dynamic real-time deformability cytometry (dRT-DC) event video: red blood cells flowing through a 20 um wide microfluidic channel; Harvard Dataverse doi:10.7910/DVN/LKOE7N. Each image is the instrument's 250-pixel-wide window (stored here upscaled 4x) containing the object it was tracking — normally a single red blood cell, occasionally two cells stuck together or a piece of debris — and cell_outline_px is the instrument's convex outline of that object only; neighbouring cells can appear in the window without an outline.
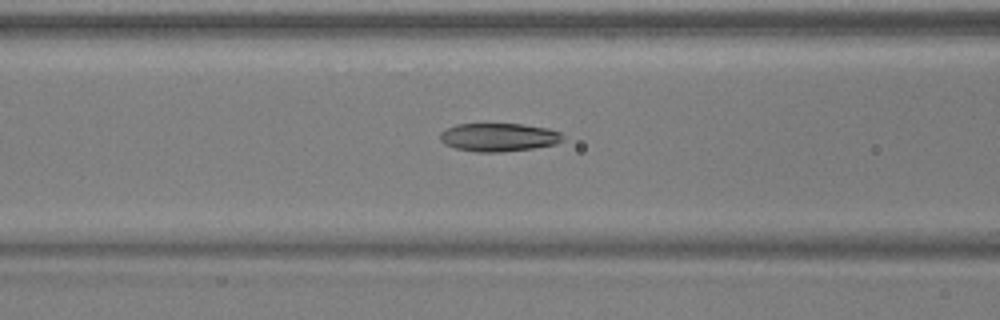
{"species": "common noctule bat (a hibernating species)", "species_latin": "Nyctalus noctula", "temperature_condition": "warm", "stored_images_in_passage": 52, "camera_frame_rate_fps": 3000, "um_per_image_px": 0.085, "animal": {"sex": "male", "body_mass_g": 17.9, "forearm_length_mm": 54.2}, "frame": {"image": 1, "passage_image": 22, "time_ms": 7.0, "image_size_px": [1000, 320], "cell_outline_px": [[564, 140], [556, 144], [532, 148], [500, 152], [476, 152], [456, 148], [444, 144], [440, 140], [440, 132], [456, 124], [524, 124], [548, 128], [560, 132], [564, 136]], "centroid_in_image_um": [42.4, 11.66], "position_along_channel_um": 124.2, "area_um2": 20.29}}
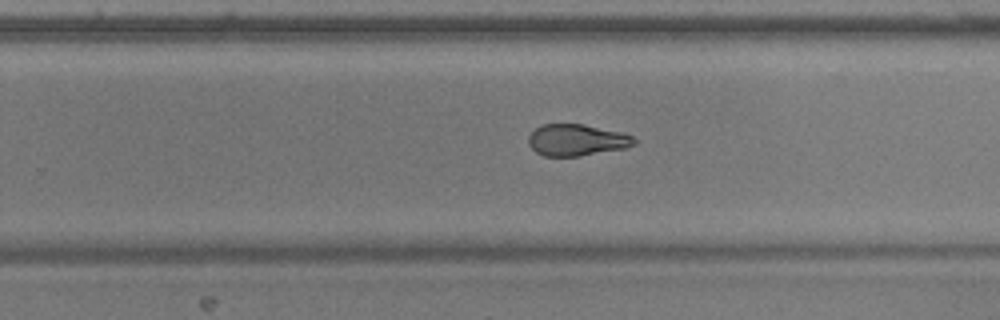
{"frame": {"image": 2, "passage_image": 34, "time_ms": 11.0, "image_size_px": [1000, 320], "cell_outline_px": [[636, 144], [624, 148], [580, 156], [544, 156], [536, 152], [528, 144], [528, 136], [540, 124], [584, 124], [620, 132], [632, 136], [636, 140]], "centroid_in_image_um": [48.99, 11.9], "position_along_channel_um": 280.8, "area_um2": 19.42}}
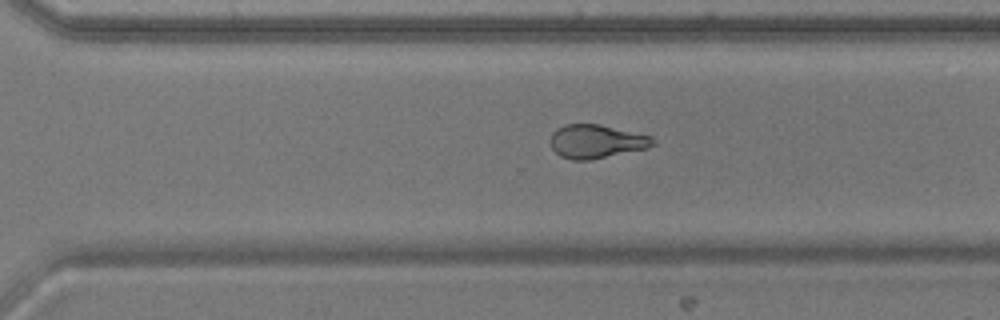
{"frame": {"image": 3, "passage_image": 37, "time_ms": 12.0, "image_size_px": [1000, 320], "cell_outline_px": [[656, 144], [648, 148], [588, 160], [572, 160], [560, 156], [552, 148], [548, 140], [552, 132], [556, 128], [564, 124], [600, 124], [652, 136], [656, 140]], "centroid_in_image_um": [50.67, 12.01], "position_along_channel_um": 319.9, "area_um2": 20.29}, "authors_computed_cell_mechanics": {"area_um2": 21.6461, "velocity_mm_per_s": 3.9186, "shape_relaxation_time_tau1_ms": 3.7237, "shape_relaxation_time_tau2_ms": 2.1613, "deformation_change_tau1": 0.1632, "deformation_change_tau2": 0.1032}}